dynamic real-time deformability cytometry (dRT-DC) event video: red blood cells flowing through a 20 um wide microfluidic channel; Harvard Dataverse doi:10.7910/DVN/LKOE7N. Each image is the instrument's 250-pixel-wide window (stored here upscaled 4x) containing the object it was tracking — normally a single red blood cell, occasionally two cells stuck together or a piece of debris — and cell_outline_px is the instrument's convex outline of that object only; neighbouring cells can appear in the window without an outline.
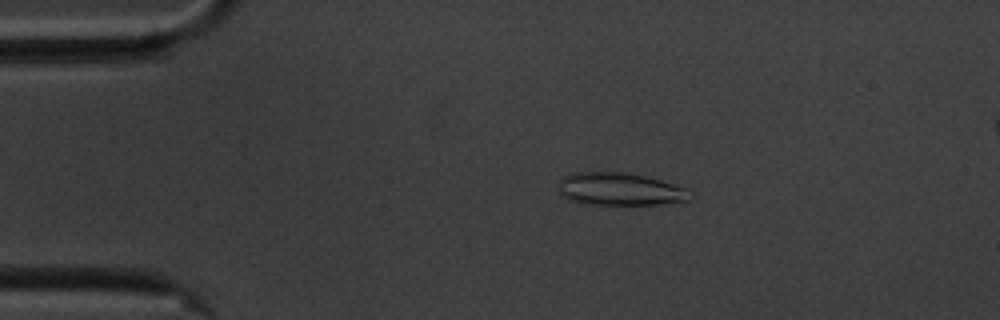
{"species": "common noctule bat (a hibernating species)", "species_latin": "Nyctalus noctula", "temperature_condition": "cold", "stored_images_in_passage": 51, "camera_frame_rate_fps": 3000, "um_per_image_px": 0.085, "animal": {"sex": "male", "body_mass_g": 20.1, "forearm_length_mm": 53.5}, "frame": {"image": 1, "passage_image": 5, "time_ms": 1.333, "image_size_px": [1000, 320], "cell_outline_px": [[696, 196], [692, 200], [660, 204], [584, 204], [572, 200], [564, 196], [560, 192], [560, 180], [564, 176], [572, 172], [620, 172], [644, 176], [660, 180], [688, 188]], "centroid_in_image_um": [52.78, 16.08], "position_along_channel_um": 32.2, "area_um2": 25.09}}
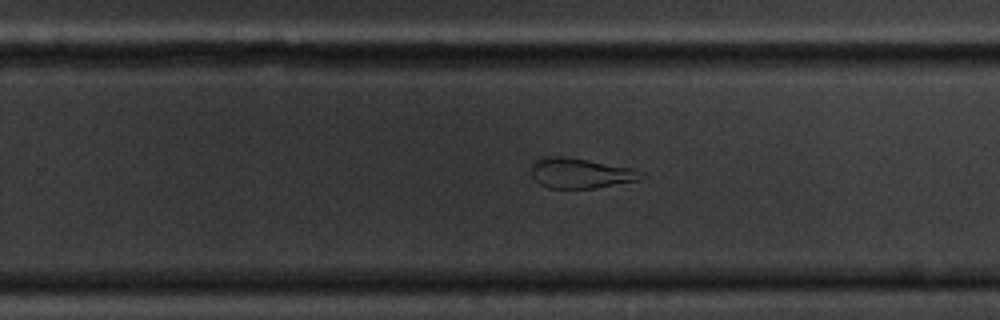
{"frame": {"image": 2, "passage_image": 30, "time_ms": 9.667, "image_size_px": [1000, 320], "cell_outline_px": [[648, 176], [640, 180], [592, 188], [548, 188], [540, 184], [532, 176], [532, 164], [540, 156], [564, 156], [588, 160], [632, 168]], "centroid_in_image_um": [49.33, 14.71], "position_along_channel_um": 280.5, "area_um2": 19.31}}
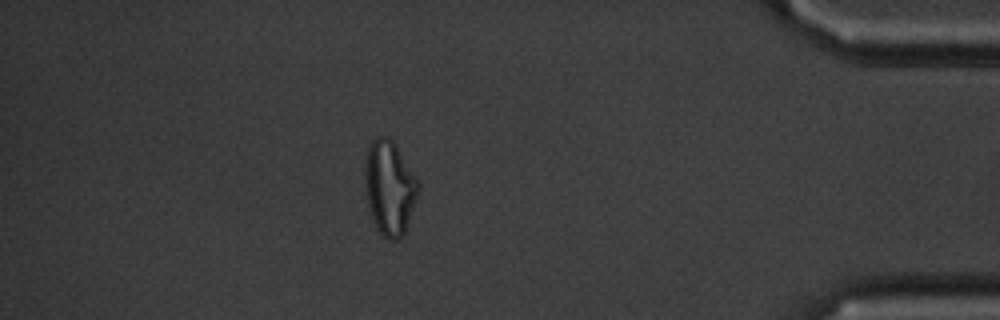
{"frame": {"image": 3, "passage_image": 44, "time_ms": 14.333, "image_size_px": [1000, 320], "cell_outline_px": [[420, 188], [416, 200], [404, 232], [396, 240], [392, 240], [384, 236], [380, 232], [372, 216], [368, 204], [364, 184], [364, 164], [368, 144], [376, 136], [388, 136], [396, 144], [420, 184]], "centroid_in_image_um": [33.09, 15.87], "position_along_channel_um": 402.1, "area_um2": 29.19}, "authors_computed_cell_mechanics": {"area_um2": 22.831, "velocity_mm_per_s": 3.4968, "shape_relaxation_time_tau1_ms": null, "shape_relaxation_time_tau2_ms": 2.4074, "deformation_change_tau1": null, "deformation_change_tau2": 0.1117}}